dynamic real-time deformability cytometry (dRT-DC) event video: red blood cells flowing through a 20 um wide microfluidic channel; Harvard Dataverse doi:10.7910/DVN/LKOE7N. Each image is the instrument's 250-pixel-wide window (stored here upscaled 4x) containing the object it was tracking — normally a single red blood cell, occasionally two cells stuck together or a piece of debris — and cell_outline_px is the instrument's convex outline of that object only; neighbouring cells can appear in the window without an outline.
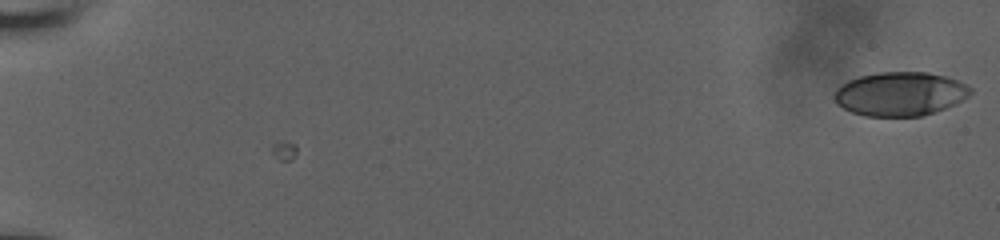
{"species": "human", "species_latin": "Homo sapiens", "temperature_condition": "room temperature", "stored_images_in_passage": 2, "camera_frame_rate_fps": 3000, "um_per_image_px": 0.085, "donor": {"sex": "male"}, "frame": {"image": 1, "passage_image": 1, "time_ms": 0.0, "image_size_px": [1000, 240], "cell_outline_px": [[972, 92], [968, 96], [956, 104], [920, 116], [864, 116], [852, 112], [836, 104], [832, 96], [836, 88], [848, 80], [860, 76], [880, 72], [928, 72], [944, 76], [968, 84], [972, 88]], "centroid_in_image_um": [76.49, 7.97], "position_along_channel_um": 8.5, "area_um2": 34.91}}